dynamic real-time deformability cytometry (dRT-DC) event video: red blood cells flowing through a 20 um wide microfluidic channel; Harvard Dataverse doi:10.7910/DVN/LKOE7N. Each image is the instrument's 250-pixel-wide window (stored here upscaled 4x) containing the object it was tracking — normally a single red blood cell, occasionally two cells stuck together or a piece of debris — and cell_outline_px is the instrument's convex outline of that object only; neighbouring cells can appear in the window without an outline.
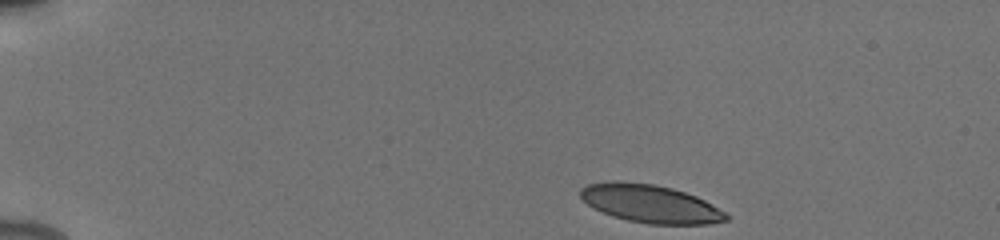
{"species": "human", "species_latin": "Homo sapiens", "temperature_condition": "cold", "stored_images_in_passage": 45, "camera_frame_rate_fps": 3000, "um_per_image_px": 0.085, "donor": {"sex": "male"}, "frame": {"image": 1, "passage_image": 1, "time_ms": 0.0, "image_size_px": [1000, 240], "cell_outline_px": [[732, 216], [728, 220], [708, 224], [648, 224], [628, 220], [612, 216], [588, 204], [580, 196], [580, 188], [588, 184], [616, 180], [652, 184], [672, 188], [696, 196], [712, 204]], "centroid_in_image_um": [55.31, 17.31], "position_along_channel_um": 29.7, "area_um2": 32.19}}
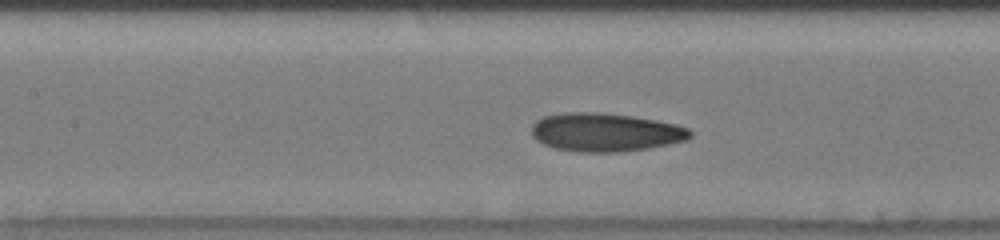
{"frame": {"image": 2, "passage_image": 18, "time_ms": 5.667, "image_size_px": [1000, 240], "cell_outline_px": [[692, 136], [688, 140], [648, 148], [620, 152], [576, 152], [552, 148], [536, 140], [532, 136], [532, 124], [536, 120], [544, 116], [564, 112], [600, 112], [632, 116], [656, 120], [676, 124], [688, 128], [692, 132]], "centroid_in_image_um": [51.44, 11.24], "position_along_channel_um": 156.0, "area_um2": 35.84}}
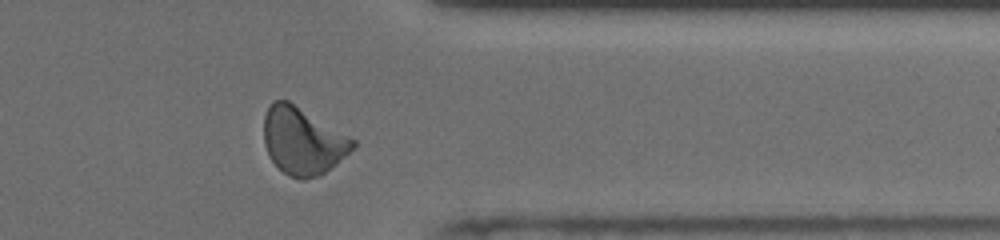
{"frame": {"image": 3, "passage_image": 36, "time_ms": 11.667, "image_size_px": [1000, 240], "cell_outline_px": [[356, 148], [320, 176], [304, 180], [300, 180], [284, 172], [268, 156], [264, 144], [264, 116], [272, 100], [288, 100], [356, 140]], "centroid_in_image_um": [25.74, 11.99], "position_along_channel_um": 385.7, "area_um2": 34.8}, "authors_computed_cell_mechanics": {"area_um2": 33.6974, "velocity_mm_per_s": 3.9034, "shape_relaxation_time_tau1_ms": 4.0384, "shape_relaxation_time_tau2_ms": 1.6592, "deformation_change_tau1": 0.1566, "deformation_change_tau2": 0.086}}